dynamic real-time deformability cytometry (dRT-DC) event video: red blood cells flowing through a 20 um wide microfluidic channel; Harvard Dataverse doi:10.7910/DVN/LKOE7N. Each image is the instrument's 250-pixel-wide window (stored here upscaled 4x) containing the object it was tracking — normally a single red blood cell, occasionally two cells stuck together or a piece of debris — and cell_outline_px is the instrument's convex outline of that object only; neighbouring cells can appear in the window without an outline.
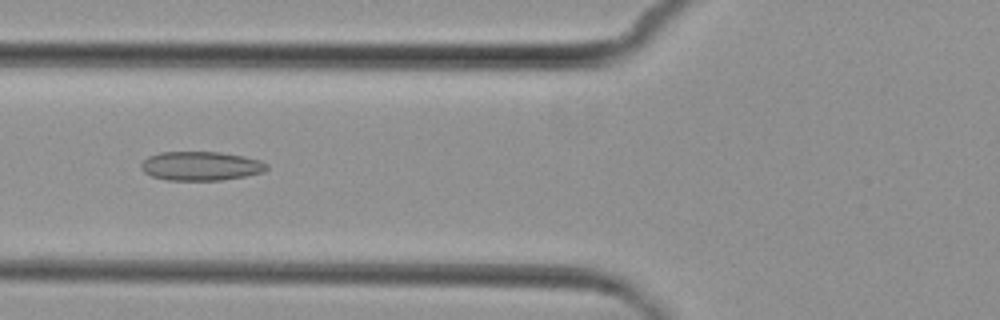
{"species": "common noctule bat (a hibernating species)", "species_latin": "Nyctalus noctula", "temperature_condition": "cold", "stored_images_in_passage": 8, "camera_frame_rate_fps": 3000, "um_per_image_px": 0.085, "animal": {"sex": "female", "body_mass_g": 29.2, "forearm_length_mm": 56.3}, "frame": {"image": 1, "passage_image": 7, "time_ms": 7.0, "image_size_px": [1000, 320], "cell_outline_px": [[268, 168], [264, 172], [244, 176], [220, 180], [168, 180], [152, 176], [144, 172], [140, 168], [140, 164], [148, 156], [160, 152], [220, 152], [244, 156], [260, 160], [268, 164]], "centroid_in_image_um": [17.07, 14.1], "position_along_channel_um": 108.7, "area_um2": 21.27}}
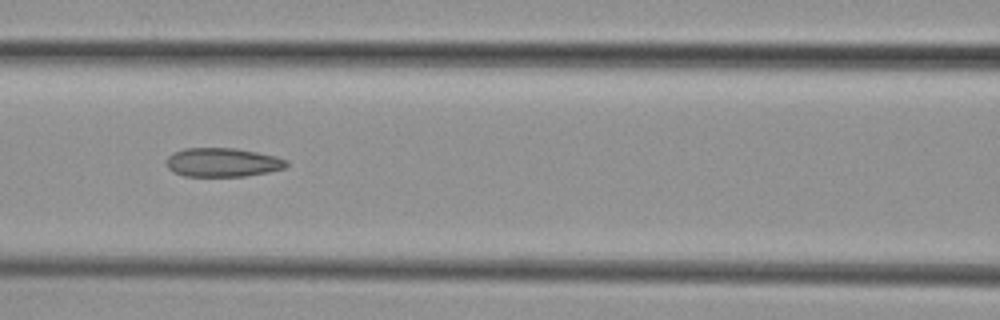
{"frame": {"image": 2, "passage_image": 8, "time_ms": 8.0, "image_size_px": [1000, 320], "cell_outline_px": [[288, 164], [284, 168], [268, 172], [244, 176], [184, 176], [172, 172], [168, 168], [168, 156], [172, 152], [184, 148], [236, 148], [276, 156], [288, 160]], "centroid_in_image_um": [18.91, 13.8], "position_along_channel_um": 147.7, "area_um2": 20.23}}